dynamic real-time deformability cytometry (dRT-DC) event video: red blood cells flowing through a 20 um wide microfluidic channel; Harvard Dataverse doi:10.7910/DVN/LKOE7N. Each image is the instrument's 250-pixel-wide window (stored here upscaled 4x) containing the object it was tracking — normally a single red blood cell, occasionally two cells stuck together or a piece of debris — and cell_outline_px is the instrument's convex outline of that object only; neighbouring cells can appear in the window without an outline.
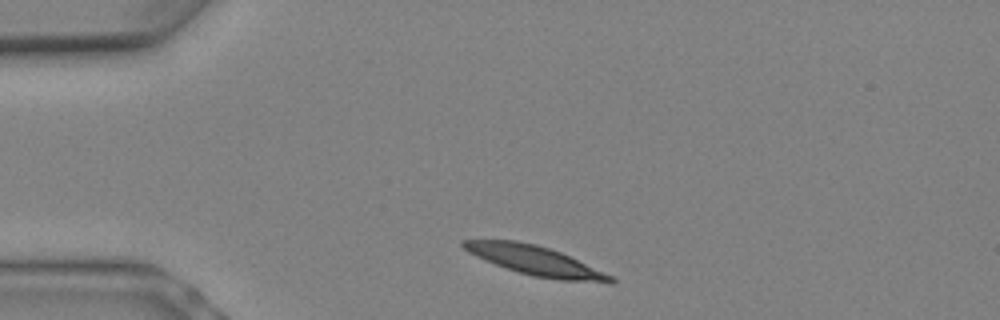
{"species": "Egyptian fruit bat (a non-hibernating species)", "species_latin": "Rousettus aegyptiacus", "temperature_condition": "warm", "stored_images_in_passage": 4, "camera_frame_rate_fps": 3000, "um_per_image_px": 0.085, "animal": {"sex": "female"}, "frame": {"image": 1, "passage_image": 1, "time_ms": 0.0, "image_size_px": [1000, 320], "cell_outline_px": [[616, 284], [608, 284], [560, 280], [532, 276], [484, 260], [468, 252], [460, 244], [460, 240], [516, 240], [536, 244], [560, 252], [604, 272], [612, 276], [616, 280]], "centroid_in_image_um": [45.54, 22.17], "position_along_channel_um": 39.5, "area_um2": 25.09}}
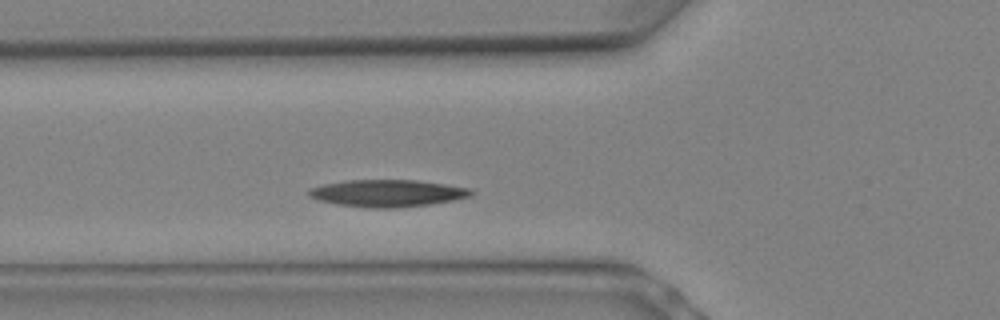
{"frame": {"image": 2, "passage_image": 4, "time_ms": 1.0, "image_size_px": [1000, 320], "cell_outline_px": [[476, 192], [472, 196], [456, 200], [432, 204], [396, 208], [372, 208], [336, 204], [320, 200], [308, 196], [308, 188], [324, 184], [344, 180], [416, 180], [444, 184], [468, 188]], "centroid_in_image_um": [32.95, 16.42], "position_along_channel_um": 92.8, "area_um2": 25.78}}